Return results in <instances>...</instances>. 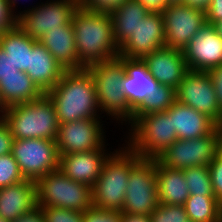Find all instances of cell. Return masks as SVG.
Masks as SVG:
<instances>
[{
  "instance_id": "6da1fadb",
  "label": "cell",
  "mask_w": 222,
  "mask_h": 222,
  "mask_svg": "<svg viewBox=\"0 0 222 222\" xmlns=\"http://www.w3.org/2000/svg\"><path fill=\"white\" fill-rule=\"evenodd\" d=\"M46 95L51 99L59 124L88 118H103L94 79L86 69L65 70Z\"/></svg>"
},
{
  "instance_id": "7a4b0ae2",
  "label": "cell",
  "mask_w": 222,
  "mask_h": 222,
  "mask_svg": "<svg viewBox=\"0 0 222 222\" xmlns=\"http://www.w3.org/2000/svg\"><path fill=\"white\" fill-rule=\"evenodd\" d=\"M78 70L119 56L109 13L78 7L72 16Z\"/></svg>"
},
{
  "instance_id": "3957f363",
  "label": "cell",
  "mask_w": 222,
  "mask_h": 222,
  "mask_svg": "<svg viewBox=\"0 0 222 222\" xmlns=\"http://www.w3.org/2000/svg\"><path fill=\"white\" fill-rule=\"evenodd\" d=\"M3 120L14 140L57 138L59 121L54 105L46 94L30 102L4 108Z\"/></svg>"
},
{
  "instance_id": "277c9868",
  "label": "cell",
  "mask_w": 222,
  "mask_h": 222,
  "mask_svg": "<svg viewBox=\"0 0 222 222\" xmlns=\"http://www.w3.org/2000/svg\"><path fill=\"white\" fill-rule=\"evenodd\" d=\"M94 79L100 113H106L119 123L129 124L135 112L130 108L123 91L124 56L90 65L86 68ZM122 121V122H121Z\"/></svg>"
},
{
  "instance_id": "5b68a950",
  "label": "cell",
  "mask_w": 222,
  "mask_h": 222,
  "mask_svg": "<svg viewBox=\"0 0 222 222\" xmlns=\"http://www.w3.org/2000/svg\"><path fill=\"white\" fill-rule=\"evenodd\" d=\"M119 148L105 160L92 188L93 206L96 208L119 211L123 208L130 169L141 157L127 145Z\"/></svg>"
},
{
  "instance_id": "8992f818",
  "label": "cell",
  "mask_w": 222,
  "mask_h": 222,
  "mask_svg": "<svg viewBox=\"0 0 222 222\" xmlns=\"http://www.w3.org/2000/svg\"><path fill=\"white\" fill-rule=\"evenodd\" d=\"M129 125L125 143L142 159H156L178 140L172 119L166 111L134 115Z\"/></svg>"
},
{
  "instance_id": "52a82bcc",
  "label": "cell",
  "mask_w": 222,
  "mask_h": 222,
  "mask_svg": "<svg viewBox=\"0 0 222 222\" xmlns=\"http://www.w3.org/2000/svg\"><path fill=\"white\" fill-rule=\"evenodd\" d=\"M37 207H54L85 212L93 207L92 188L66 177L60 170L36 182Z\"/></svg>"
},
{
  "instance_id": "ba28073f",
  "label": "cell",
  "mask_w": 222,
  "mask_h": 222,
  "mask_svg": "<svg viewBox=\"0 0 222 222\" xmlns=\"http://www.w3.org/2000/svg\"><path fill=\"white\" fill-rule=\"evenodd\" d=\"M31 7L18 11L16 26L39 41L47 31L61 29V26L72 23L79 0H47Z\"/></svg>"
},
{
  "instance_id": "9c48e42d",
  "label": "cell",
  "mask_w": 222,
  "mask_h": 222,
  "mask_svg": "<svg viewBox=\"0 0 222 222\" xmlns=\"http://www.w3.org/2000/svg\"><path fill=\"white\" fill-rule=\"evenodd\" d=\"M222 149V126L212 134L195 139H178L169 145L157 159L165 166L186 169L208 166Z\"/></svg>"
},
{
  "instance_id": "30bf717a",
  "label": "cell",
  "mask_w": 222,
  "mask_h": 222,
  "mask_svg": "<svg viewBox=\"0 0 222 222\" xmlns=\"http://www.w3.org/2000/svg\"><path fill=\"white\" fill-rule=\"evenodd\" d=\"M159 205L156 159H140L128 177L122 213L148 215Z\"/></svg>"
},
{
  "instance_id": "8fae6325",
  "label": "cell",
  "mask_w": 222,
  "mask_h": 222,
  "mask_svg": "<svg viewBox=\"0 0 222 222\" xmlns=\"http://www.w3.org/2000/svg\"><path fill=\"white\" fill-rule=\"evenodd\" d=\"M11 154L25 179L37 182L47 173L58 170L59 155L55 140H14Z\"/></svg>"
},
{
  "instance_id": "7c38bea8",
  "label": "cell",
  "mask_w": 222,
  "mask_h": 222,
  "mask_svg": "<svg viewBox=\"0 0 222 222\" xmlns=\"http://www.w3.org/2000/svg\"><path fill=\"white\" fill-rule=\"evenodd\" d=\"M162 14L166 47L183 50L206 25L205 10L184 3L168 4Z\"/></svg>"
},
{
  "instance_id": "4fadbf2b",
  "label": "cell",
  "mask_w": 222,
  "mask_h": 222,
  "mask_svg": "<svg viewBox=\"0 0 222 222\" xmlns=\"http://www.w3.org/2000/svg\"><path fill=\"white\" fill-rule=\"evenodd\" d=\"M176 100L208 115L222 126V111L218 105L212 79L207 71L188 70L176 89Z\"/></svg>"
},
{
  "instance_id": "5bb4252c",
  "label": "cell",
  "mask_w": 222,
  "mask_h": 222,
  "mask_svg": "<svg viewBox=\"0 0 222 222\" xmlns=\"http://www.w3.org/2000/svg\"><path fill=\"white\" fill-rule=\"evenodd\" d=\"M100 118L81 119L59 124L56 138L58 155L93 151L103 147L105 132Z\"/></svg>"
},
{
  "instance_id": "9a60e30c",
  "label": "cell",
  "mask_w": 222,
  "mask_h": 222,
  "mask_svg": "<svg viewBox=\"0 0 222 222\" xmlns=\"http://www.w3.org/2000/svg\"><path fill=\"white\" fill-rule=\"evenodd\" d=\"M165 47L162 12H150L136 27L135 33L119 48V56L143 59L154 50Z\"/></svg>"
},
{
  "instance_id": "2e32d148",
  "label": "cell",
  "mask_w": 222,
  "mask_h": 222,
  "mask_svg": "<svg viewBox=\"0 0 222 222\" xmlns=\"http://www.w3.org/2000/svg\"><path fill=\"white\" fill-rule=\"evenodd\" d=\"M189 70L208 71L222 64V38L214 25H206L183 49Z\"/></svg>"
},
{
  "instance_id": "e0dca14e",
  "label": "cell",
  "mask_w": 222,
  "mask_h": 222,
  "mask_svg": "<svg viewBox=\"0 0 222 222\" xmlns=\"http://www.w3.org/2000/svg\"><path fill=\"white\" fill-rule=\"evenodd\" d=\"M106 145L100 149L59 155L58 170L75 182L93 188L98 180L105 160L112 151H107Z\"/></svg>"
},
{
  "instance_id": "ac0fdd59",
  "label": "cell",
  "mask_w": 222,
  "mask_h": 222,
  "mask_svg": "<svg viewBox=\"0 0 222 222\" xmlns=\"http://www.w3.org/2000/svg\"><path fill=\"white\" fill-rule=\"evenodd\" d=\"M147 65L148 72L160 85H167L177 89L189 70L184 58L183 50L162 47L154 50L142 59Z\"/></svg>"
},
{
  "instance_id": "d6986e66",
  "label": "cell",
  "mask_w": 222,
  "mask_h": 222,
  "mask_svg": "<svg viewBox=\"0 0 222 222\" xmlns=\"http://www.w3.org/2000/svg\"><path fill=\"white\" fill-rule=\"evenodd\" d=\"M124 69L123 91L130 108L136 112L160 84L142 59L124 57Z\"/></svg>"
},
{
  "instance_id": "ffe728a7",
  "label": "cell",
  "mask_w": 222,
  "mask_h": 222,
  "mask_svg": "<svg viewBox=\"0 0 222 222\" xmlns=\"http://www.w3.org/2000/svg\"><path fill=\"white\" fill-rule=\"evenodd\" d=\"M172 119L178 139H195L212 134L219 125L208 115L177 100L166 111Z\"/></svg>"
},
{
  "instance_id": "44dd1931",
  "label": "cell",
  "mask_w": 222,
  "mask_h": 222,
  "mask_svg": "<svg viewBox=\"0 0 222 222\" xmlns=\"http://www.w3.org/2000/svg\"><path fill=\"white\" fill-rule=\"evenodd\" d=\"M37 207L36 182L25 179L0 188V217L10 222Z\"/></svg>"
},
{
  "instance_id": "7402d4cb",
  "label": "cell",
  "mask_w": 222,
  "mask_h": 222,
  "mask_svg": "<svg viewBox=\"0 0 222 222\" xmlns=\"http://www.w3.org/2000/svg\"><path fill=\"white\" fill-rule=\"evenodd\" d=\"M64 71L40 41L33 45L26 73L43 94L48 93L58 83Z\"/></svg>"
},
{
  "instance_id": "603a6c76",
  "label": "cell",
  "mask_w": 222,
  "mask_h": 222,
  "mask_svg": "<svg viewBox=\"0 0 222 222\" xmlns=\"http://www.w3.org/2000/svg\"><path fill=\"white\" fill-rule=\"evenodd\" d=\"M64 70H78V55L72 23L47 31L39 40Z\"/></svg>"
},
{
  "instance_id": "cb8c5ba5",
  "label": "cell",
  "mask_w": 222,
  "mask_h": 222,
  "mask_svg": "<svg viewBox=\"0 0 222 222\" xmlns=\"http://www.w3.org/2000/svg\"><path fill=\"white\" fill-rule=\"evenodd\" d=\"M157 197L159 203L184 205L190 196L183 170L163 165L156 158Z\"/></svg>"
},
{
  "instance_id": "d4e9b609",
  "label": "cell",
  "mask_w": 222,
  "mask_h": 222,
  "mask_svg": "<svg viewBox=\"0 0 222 222\" xmlns=\"http://www.w3.org/2000/svg\"><path fill=\"white\" fill-rule=\"evenodd\" d=\"M149 11L138 0H127L120 7L110 13L113 23V34L118 49L135 33L139 22Z\"/></svg>"
},
{
  "instance_id": "484cf974",
  "label": "cell",
  "mask_w": 222,
  "mask_h": 222,
  "mask_svg": "<svg viewBox=\"0 0 222 222\" xmlns=\"http://www.w3.org/2000/svg\"><path fill=\"white\" fill-rule=\"evenodd\" d=\"M42 95L26 72L18 71L16 75L0 80V104L3 108L30 102Z\"/></svg>"
},
{
  "instance_id": "4316f807",
  "label": "cell",
  "mask_w": 222,
  "mask_h": 222,
  "mask_svg": "<svg viewBox=\"0 0 222 222\" xmlns=\"http://www.w3.org/2000/svg\"><path fill=\"white\" fill-rule=\"evenodd\" d=\"M35 40L24 33L18 26L0 34V48L11 59L15 68L26 72L29 69V60Z\"/></svg>"
},
{
  "instance_id": "83f0119b",
  "label": "cell",
  "mask_w": 222,
  "mask_h": 222,
  "mask_svg": "<svg viewBox=\"0 0 222 222\" xmlns=\"http://www.w3.org/2000/svg\"><path fill=\"white\" fill-rule=\"evenodd\" d=\"M184 207L193 222H222V204L215 196L190 195Z\"/></svg>"
},
{
  "instance_id": "f1b7e54d",
  "label": "cell",
  "mask_w": 222,
  "mask_h": 222,
  "mask_svg": "<svg viewBox=\"0 0 222 222\" xmlns=\"http://www.w3.org/2000/svg\"><path fill=\"white\" fill-rule=\"evenodd\" d=\"M190 195L215 196L208 166L183 169Z\"/></svg>"
},
{
  "instance_id": "f546056e",
  "label": "cell",
  "mask_w": 222,
  "mask_h": 222,
  "mask_svg": "<svg viewBox=\"0 0 222 222\" xmlns=\"http://www.w3.org/2000/svg\"><path fill=\"white\" fill-rule=\"evenodd\" d=\"M176 101V89L167 85H159L154 93L147 97L144 104L134 115H145L167 111Z\"/></svg>"
},
{
  "instance_id": "4dcf8cb0",
  "label": "cell",
  "mask_w": 222,
  "mask_h": 222,
  "mask_svg": "<svg viewBox=\"0 0 222 222\" xmlns=\"http://www.w3.org/2000/svg\"><path fill=\"white\" fill-rule=\"evenodd\" d=\"M25 180L12 154L0 156V188Z\"/></svg>"
},
{
  "instance_id": "1f68e13d",
  "label": "cell",
  "mask_w": 222,
  "mask_h": 222,
  "mask_svg": "<svg viewBox=\"0 0 222 222\" xmlns=\"http://www.w3.org/2000/svg\"><path fill=\"white\" fill-rule=\"evenodd\" d=\"M151 222H182L187 221L184 205L161 204L150 214Z\"/></svg>"
},
{
  "instance_id": "d6a6232c",
  "label": "cell",
  "mask_w": 222,
  "mask_h": 222,
  "mask_svg": "<svg viewBox=\"0 0 222 222\" xmlns=\"http://www.w3.org/2000/svg\"><path fill=\"white\" fill-rule=\"evenodd\" d=\"M46 222H83V212L54 207H40Z\"/></svg>"
},
{
  "instance_id": "836d02e7",
  "label": "cell",
  "mask_w": 222,
  "mask_h": 222,
  "mask_svg": "<svg viewBox=\"0 0 222 222\" xmlns=\"http://www.w3.org/2000/svg\"><path fill=\"white\" fill-rule=\"evenodd\" d=\"M121 211L91 207L83 212V222H121Z\"/></svg>"
},
{
  "instance_id": "e575fe53",
  "label": "cell",
  "mask_w": 222,
  "mask_h": 222,
  "mask_svg": "<svg viewBox=\"0 0 222 222\" xmlns=\"http://www.w3.org/2000/svg\"><path fill=\"white\" fill-rule=\"evenodd\" d=\"M215 197L222 204V149L216 154L215 159L208 165Z\"/></svg>"
},
{
  "instance_id": "d590c367",
  "label": "cell",
  "mask_w": 222,
  "mask_h": 222,
  "mask_svg": "<svg viewBox=\"0 0 222 222\" xmlns=\"http://www.w3.org/2000/svg\"><path fill=\"white\" fill-rule=\"evenodd\" d=\"M127 0H79V7L93 12L111 13Z\"/></svg>"
},
{
  "instance_id": "8d00e7d4",
  "label": "cell",
  "mask_w": 222,
  "mask_h": 222,
  "mask_svg": "<svg viewBox=\"0 0 222 222\" xmlns=\"http://www.w3.org/2000/svg\"><path fill=\"white\" fill-rule=\"evenodd\" d=\"M17 15L11 10L8 0H0V34L16 26Z\"/></svg>"
},
{
  "instance_id": "74e56055",
  "label": "cell",
  "mask_w": 222,
  "mask_h": 222,
  "mask_svg": "<svg viewBox=\"0 0 222 222\" xmlns=\"http://www.w3.org/2000/svg\"><path fill=\"white\" fill-rule=\"evenodd\" d=\"M14 138L7 123L0 120V156L10 154L13 147Z\"/></svg>"
},
{
  "instance_id": "f35d334b",
  "label": "cell",
  "mask_w": 222,
  "mask_h": 222,
  "mask_svg": "<svg viewBox=\"0 0 222 222\" xmlns=\"http://www.w3.org/2000/svg\"><path fill=\"white\" fill-rule=\"evenodd\" d=\"M206 23L215 25L222 20V0H210L205 9Z\"/></svg>"
},
{
  "instance_id": "ab89813d",
  "label": "cell",
  "mask_w": 222,
  "mask_h": 222,
  "mask_svg": "<svg viewBox=\"0 0 222 222\" xmlns=\"http://www.w3.org/2000/svg\"><path fill=\"white\" fill-rule=\"evenodd\" d=\"M207 73L212 79L218 105L222 111V64L217 67L210 68Z\"/></svg>"
},
{
  "instance_id": "60d3db41",
  "label": "cell",
  "mask_w": 222,
  "mask_h": 222,
  "mask_svg": "<svg viewBox=\"0 0 222 222\" xmlns=\"http://www.w3.org/2000/svg\"><path fill=\"white\" fill-rule=\"evenodd\" d=\"M18 71L19 70L15 68L5 51L0 48V80H3L5 77L16 75Z\"/></svg>"
},
{
  "instance_id": "b9f144b4",
  "label": "cell",
  "mask_w": 222,
  "mask_h": 222,
  "mask_svg": "<svg viewBox=\"0 0 222 222\" xmlns=\"http://www.w3.org/2000/svg\"><path fill=\"white\" fill-rule=\"evenodd\" d=\"M12 222H46L41 208L36 207L33 211L18 217Z\"/></svg>"
},
{
  "instance_id": "7bdbcfd3",
  "label": "cell",
  "mask_w": 222,
  "mask_h": 222,
  "mask_svg": "<svg viewBox=\"0 0 222 222\" xmlns=\"http://www.w3.org/2000/svg\"><path fill=\"white\" fill-rule=\"evenodd\" d=\"M151 12H162L169 4L167 0H138Z\"/></svg>"
},
{
  "instance_id": "ee69618b",
  "label": "cell",
  "mask_w": 222,
  "mask_h": 222,
  "mask_svg": "<svg viewBox=\"0 0 222 222\" xmlns=\"http://www.w3.org/2000/svg\"><path fill=\"white\" fill-rule=\"evenodd\" d=\"M121 222H151L148 215L121 213Z\"/></svg>"
},
{
  "instance_id": "f6af8a7d",
  "label": "cell",
  "mask_w": 222,
  "mask_h": 222,
  "mask_svg": "<svg viewBox=\"0 0 222 222\" xmlns=\"http://www.w3.org/2000/svg\"><path fill=\"white\" fill-rule=\"evenodd\" d=\"M210 0H182V3L205 10Z\"/></svg>"
},
{
  "instance_id": "bcb514c9",
  "label": "cell",
  "mask_w": 222,
  "mask_h": 222,
  "mask_svg": "<svg viewBox=\"0 0 222 222\" xmlns=\"http://www.w3.org/2000/svg\"><path fill=\"white\" fill-rule=\"evenodd\" d=\"M8 2H9V6H10L11 10L17 15L16 12H18V11L16 10L17 8H15V7H16L17 3L19 4V0H8Z\"/></svg>"
},
{
  "instance_id": "7dc6e473",
  "label": "cell",
  "mask_w": 222,
  "mask_h": 222,
  "mask_svg": "<svg viewBox=\"0 0 222 222\" xmlns=\"http://www.w3.org/2000/svg\"><path fill=\"white\" fill-rule=\"evenodd\" d=\"M214 26L217 29L219 36L222 38V20L217 22Z\"/></svg>"
},
{
  "instance_id": "c3c4849f",
  "label": "cell",
  "mask_w": 222,
  "mask_h": 222,
  "mask_svg": "<svg viewBox=\"0 0 222 222\" xmlns=\"http://www.w3.org/2000/svg\"><path fill=\"white\" fill-rule=\"evenodd\" d=\"M169 4L172 3H182V0H167Z\"/></svg>"
},
{
  "instance_id": "681fc988",
  "label": "cell",
  "mask_w": 222,
  "mask_h": 222,
  "mask_svg": "<svg viewBox=\"0 0 222 222\" xmlns=\"http://www.w3.org/2000/svg\"><path fill=\"white\" fill-rule=\"evenodd\" d=\"M3 112H4V108H3V106L0 104V120L3 118Z\"/></svg>"
},
{
  "instance_id": "f907efd6",
  "label": "cell",
  "mask_w": 222,
  "mask_h": 222,
  "mask_svg": "<svg viewBox=\"0 0 222 222\" xmlns=\"http://www.w3.org/2000/svg\"><path fill=\"white\" fill-rule=\"evenodd\" d=\"M0 222H10V221L4 220L3 218L0 217Z\"/></svg>"
},
{
  "instance_id": "816d5d0a",
  "label": "cell",
  "mask_w": 222,
  "mask_h": 222,
  "mask_svg": "<svg viewBox=\"0 0 222 222\" xmlns=\"http://www.w3.org/2000/svg\"><path fill=\"white\" fill-rule=\"evenodd\" d=\"M182 222H193V221H191L190 219H188L187 221H182Z\"/></svg>"
}]
</instances>
